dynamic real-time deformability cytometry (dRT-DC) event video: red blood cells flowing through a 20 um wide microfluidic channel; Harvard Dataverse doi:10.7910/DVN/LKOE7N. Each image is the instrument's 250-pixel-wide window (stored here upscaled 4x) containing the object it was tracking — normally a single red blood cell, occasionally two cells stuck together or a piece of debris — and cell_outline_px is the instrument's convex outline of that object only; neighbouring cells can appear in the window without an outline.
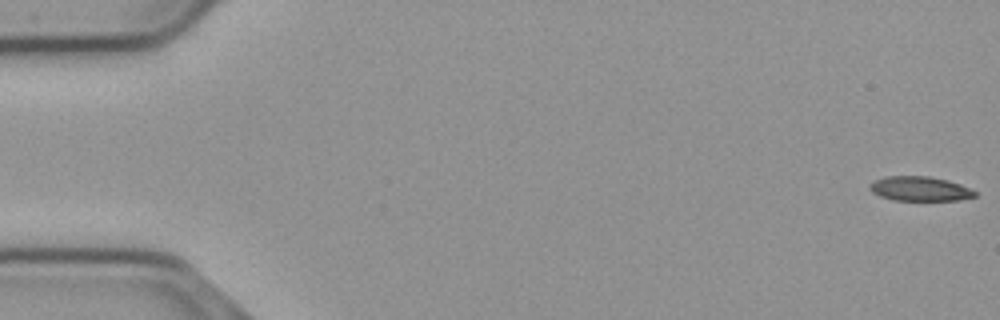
{"species": "common noctule bat (a hibernating species)", "species_latin": "Nyctalus noctula", "temperature_condition": "cold", "stored_images_in_passage": 56, "camera_frame_rate_fps": 3000, "um_per_image_px": 0.085, "animal": {"sex": "male", "body_mass_g": 23.1, "forearm_length_mm": 52.7}, "frame": {"image": 1, "passage_image": 1, "time_ms": 0.0, "image_size_px": [1000, 320], "cell_outline_px": [[976, 196], [960, 200], [892, 200], [880, 196], [872, 192], [868, 188], [868, 184], [872, 180], [884, 176], [928, 176], [948, 180], [960, 184], [976, 192]], "centroid_in_image_um": [78.12, 16.03], "position_along_channel_um": 6.9, "area_um2": 15.14}}
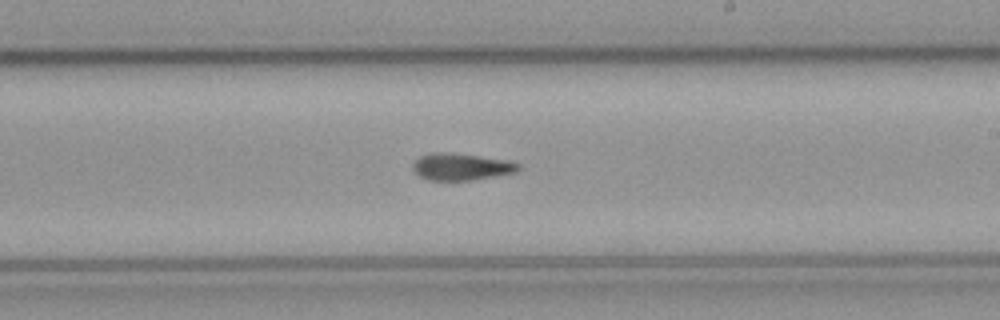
{"frame": {"image": 2, "passage_image": 33, "time_ms": 10.667, "image_size_px": [1000, 320], "cell_outline_px": [[520, 168], [516, 172], [472, 180], [428, 180], [420, 176], [412, 168], [412, 164], [420, 156], [436, 152], [444, 152], [508, 160], [520, 164]], "centroid_in_image_um": [39.2, 14.18], "position_along_channel_um": 249.8, "area_um2": 16.3}}
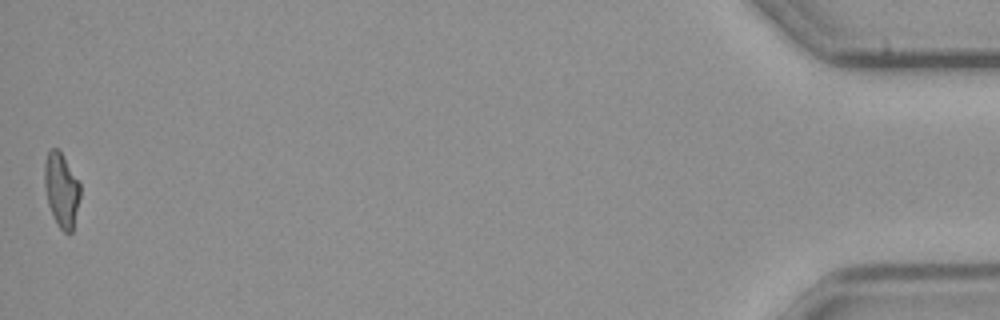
{"frame": {"image": 3, "passage_image": 56, "time_ms": 18.333, "image_size_px": [1000, 320], "cell_outline_px": [[80, 196], [72, 232], [64, 232], [60, 228], [48, 204], [44, 188], [44, 164], [48, 152], [52, 148], [56, 148], [60, 152], [80, 184]], "centroid_in_image_um": [5.21, 16.14], "position_along_channel_um": 430.0, "area_um2": 15.03}, "authors_computed_cell_mechanics": {"area_um2": 16.3285, "velocity_mm_per_s": 3.6849, "shape_relaxation_time_tau1_ms": null, "shape_relaxation_time_tau2_ms": 6.3389, "deformation_change_tau1": null, "deformation_change_tau2": 0.1472}}